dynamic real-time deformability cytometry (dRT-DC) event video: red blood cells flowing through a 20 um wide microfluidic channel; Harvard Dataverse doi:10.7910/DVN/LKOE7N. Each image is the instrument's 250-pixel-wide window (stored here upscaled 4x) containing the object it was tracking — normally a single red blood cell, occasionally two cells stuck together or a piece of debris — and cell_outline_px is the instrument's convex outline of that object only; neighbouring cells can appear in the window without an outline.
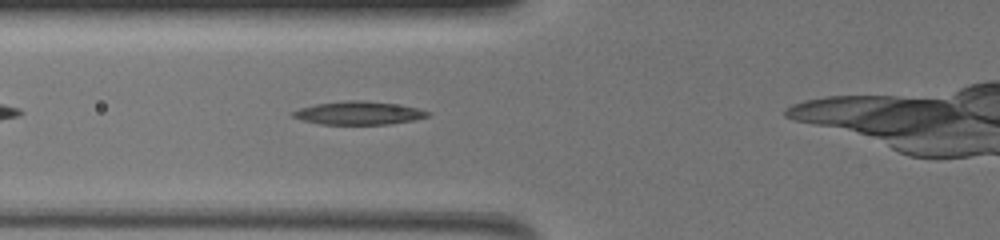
{"species": "common noctule bat (a hibernating species)", "species_latin": "Nyctalus noctula", "temperature_condition": "warm", "stored_images_in_passage": 37, "camera_frame_rate_fps": 3000, "um_per_image_px": 0.085, "animal": {"sex": "female", "body_mass_g": 19.5, "forearm_length_mm": 54.1}, "frame": {"image": 1, "passage_image": 6, "time_ms": 1.667, "image_size_px": [1000, 240], "cell_outline_px": [[432, 112], [428, 116], [412, 120], [388, 124], [320, 124], [304, 120], [292, 116], [292, 112], [300, 108], [316, 104], [348, 100], [364, 100], [396, 104], [416, 108]], "centroid_in_image_um": [30.49, 9.6], "position_along_channel_um": 95.3, "area_um2": 17.98}}
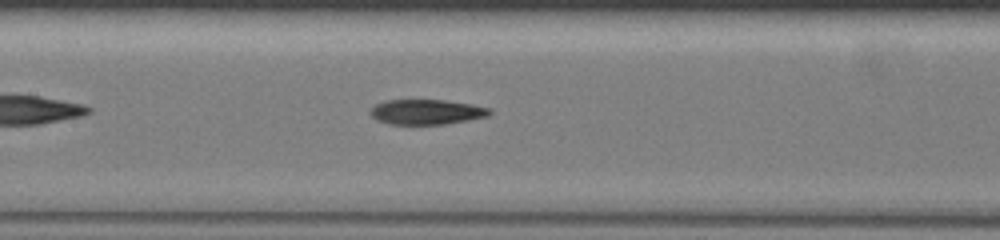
{"frame": {"image": 2, "passage_image": 13, "time_ms": 4.0, "image_size_px": [1000, 240], "cell_outline_px": [[492, 112], [488, 116], [468, 120], [444, 124], [388, 124], [376, 120], [368, 112], [376, 104], [384, 100], [444, 100], [472, 104], [488, 108]], "centroid_in_image_um": [36.22, 9.51], "position_along_channel_um": 171.2, "area_um2": 17.4}}
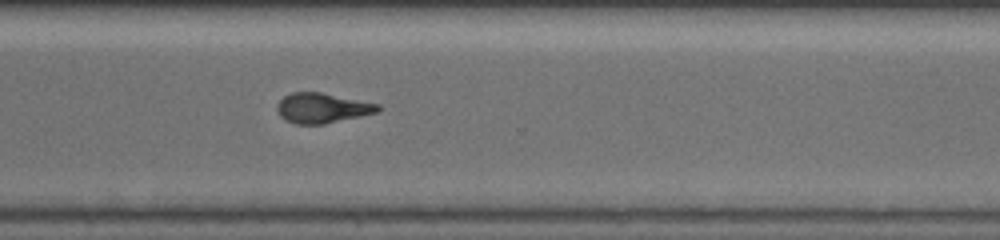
{"frame": {"image": 3, "passage_image": 29, "time_ms": 9.333, "image_size_px": [1000, 240], "cell_outline_px": [[380, 112], [324, 124], [296, 124], [284, 120], [280, 116], [276, 108], [276, 104], [284, 96], [292, 92], [320, 92], [380, 104]], "centroid_in_image_um": [27.38, 9.18], "position_along_channel_um": 343.2, "area_um2": 17.74}}